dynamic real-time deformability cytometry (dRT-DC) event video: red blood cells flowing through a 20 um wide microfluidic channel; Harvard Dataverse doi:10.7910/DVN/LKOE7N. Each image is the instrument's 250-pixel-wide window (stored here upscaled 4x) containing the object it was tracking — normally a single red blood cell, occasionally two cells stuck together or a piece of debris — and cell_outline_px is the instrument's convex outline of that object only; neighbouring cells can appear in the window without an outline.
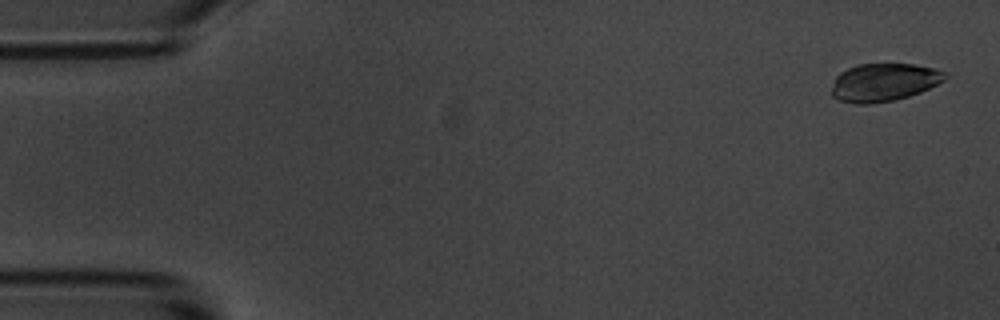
{"species": "common noctule bat (a hibernating species)", "species_latin": "Nyctalus noctula", "temperature_condition": "room temperature", "stored_images_in_passage": 5, "camera_frame_rate_fps": 3000, "um_per_image_px": 0.085, "animal": {"sex": "male", "body_mass_g": 20.1, "forearm_length_mm": 53.5}, "frame": {"image": 1, "passage_image": 1, "time_ms": 0.0, "image_size_px": [1000, 320], "cell_outline_px": [[948, 76], [944, 80], [920, 92], [896, 100], [872, 104], [856, 104], [840, 100], [832, 96], [832, 84], [836, 76], [840, 72], [848, 68], [860, 64], [912, 64], [936, 68], [944, 72]], "centroid_in_image_um": [75.11, 7.0], "position_along_channel_um": 9.9, "area_um2": 25.09}}